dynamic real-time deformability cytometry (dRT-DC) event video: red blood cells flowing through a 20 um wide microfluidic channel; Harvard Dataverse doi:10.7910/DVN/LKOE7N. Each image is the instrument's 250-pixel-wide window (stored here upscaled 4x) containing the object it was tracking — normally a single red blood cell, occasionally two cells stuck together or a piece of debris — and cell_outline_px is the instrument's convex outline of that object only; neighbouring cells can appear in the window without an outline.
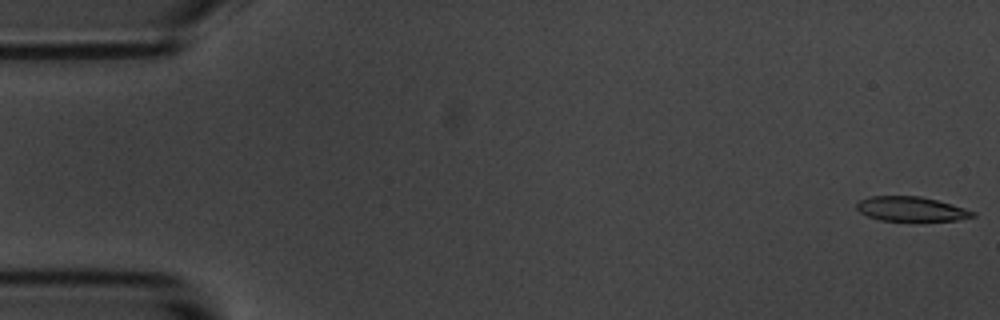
{"species": "common noctule bat (a hibernating species)", "species_latin": "Nyctalus noctula", "temperature_condition": "room temperature", "stored_images_in_passage": 56, "camera_frame_rate_fps": 3000, "um_per_image_px": 0.085, "animal": {"sex": "male", "body_mass_g": 20.1, "forearm_length_mm": 53.5}, "frame": {"image": 1, "passage_image": 1, "time_ms": 0.0, "image_size_px": [1000, 320], "cell_outline_px": [[976, 216], [956, 220], [880, 220], [868, 216], [860, 212], [856, 208], [856, 204], [860, 200], [872, 196], [920, 196], [952, 204], [976, 212]], "centroid_in_image_um": [77.45, 17.75], "position_along_channel_um": 7.6, "area_um2": 16.36}}
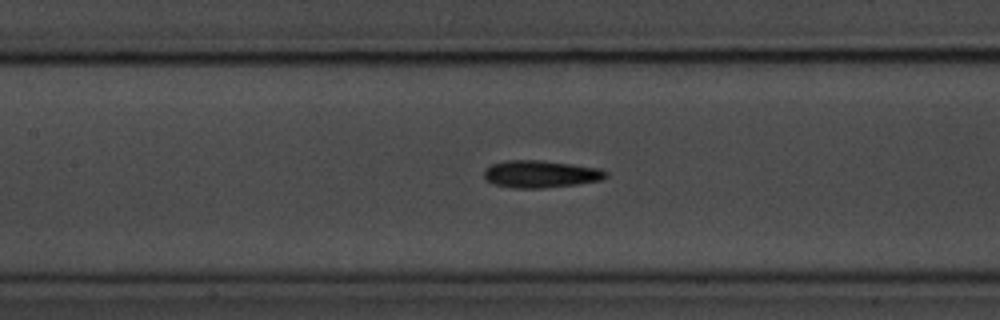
{"frame": {"image": 2, "passage_image": 25, "time_ms": 8.0, "image_size_px": [1000, 320], "cell_outline_px": [[608, 176], [600, 180], [576, 184], [544, 188], [512, 188], [492, 184], [484, 180], [484, 168], [492, 164], [508, 160], [540, 160], [572, 164], [600, 168], [608, 172]], "centroid_in_image_um": [45.92, 14.8], "position_along_channel_um": 161.5, "area_um2": 19.54}}
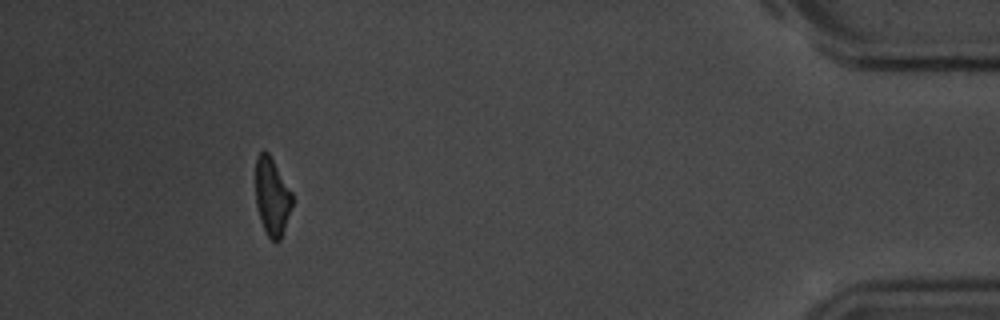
{"frame": {"image": 3, "passage_image": 51, "time_ms": 16.667, "image_size_px": [1000, 320], "cell_outline_px": [[292, 204], [280, 240], [276, 244], [268, 236], [260, 220], [256, 204], [256, 156], [264, 148], [268, 152], [292, 192]], "centroid_in_image_um": [23.11, 16.69], "position_along_channel_um": 412.1, "area_um2": 16.47}, "authors_computed_cell_mechanics": {"area_um2": 18.4671, "velocity_mm_per_s": 3.6052, "shape_relaxation_time_tau1_ms": 3.1927, "shape_relaxation_time_tau2_ms": 3.4009, "deformation_change_tau1": 0.1167, "deformation_change_tau2": 0.1211}}